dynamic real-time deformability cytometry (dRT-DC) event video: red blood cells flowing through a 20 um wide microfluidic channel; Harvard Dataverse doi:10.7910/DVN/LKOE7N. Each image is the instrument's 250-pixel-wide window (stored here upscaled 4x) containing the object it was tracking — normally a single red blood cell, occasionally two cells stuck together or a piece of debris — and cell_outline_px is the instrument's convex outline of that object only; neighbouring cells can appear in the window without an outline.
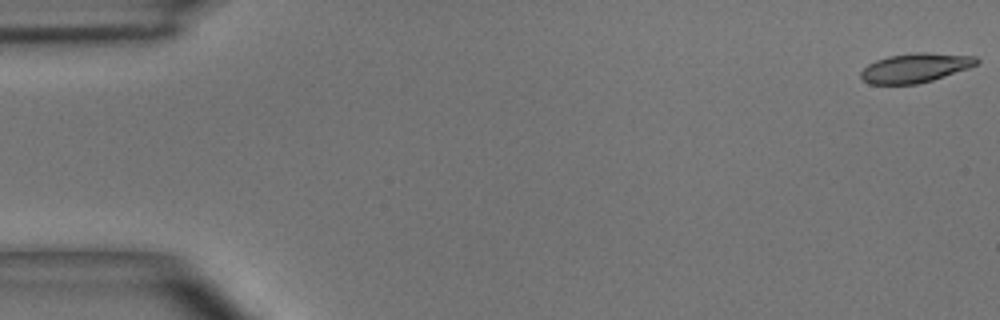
{"species": "common noctule bat (a hibernating species)", "species_latin": "Nyctalus noctula", "temperature_condition": "room temperature", "stored_images_in_passage": 10, "camera_frame_rate_fps": 3000, "um_per_image_px": 0.085, "animal": {"sex": "male", "body_mass_g": 15.6}, "frame": {"image": 1, "passage_image": 1, "time_ms": 0.0, "image_size_px": [1000, 320], "cell_outline_px": [[980, 60], [976, 64], [968, 68], [932, 80], [916, 84], [868, 84], [860, 76], [860, 72], [868, 64], [876, 60], [888, 56], [916, 52], [924, 52], [976, 56]], "centroid_in_image_um": [77.78, 5.76], "position_along_channel_um": 7.2, "area_um2": 19.65}}